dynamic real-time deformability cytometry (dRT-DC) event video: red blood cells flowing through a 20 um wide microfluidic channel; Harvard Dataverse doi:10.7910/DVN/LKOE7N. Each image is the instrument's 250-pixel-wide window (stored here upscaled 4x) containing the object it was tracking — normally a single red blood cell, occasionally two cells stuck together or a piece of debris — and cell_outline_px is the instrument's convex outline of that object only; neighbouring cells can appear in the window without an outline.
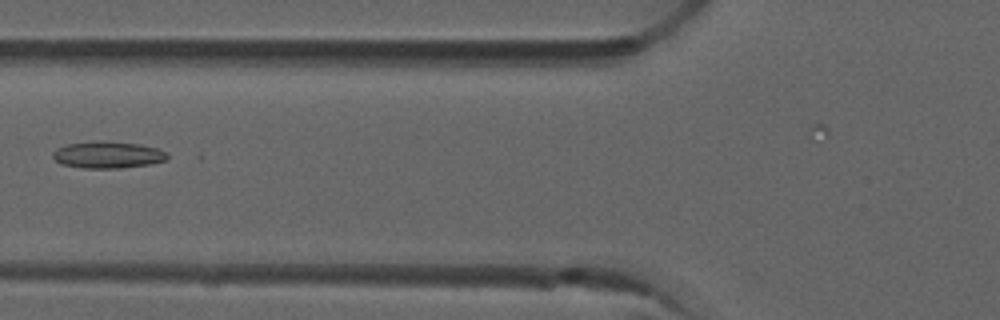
{"species": "common noctule bat (a hibernating species)", "species_latin": "Nyctalus noctula", "temperature_condition": "room temperature", "stored_images_in_passage": 5, "camera_frame_rate_fps": 3000, "um_per_image_px": 0.085, "animal": {"sex": "male", "forearm_length_mm": 52.5}, "frame": {"image": 1, "passage_image": 5, "time_ms": 1.333, "image_size_px": [1000, 320], "cell_outline_px": [[168, 160], [148, 164], [120, 168], [84, 168], [60, 164], [52, 156], [52, 152], [56, 148], [68, 144], [100, 140], [104, 140], [140, 144], [156, 148], [168, 152]], "centroid_in_image_um": [9.16, 13.15], "position_along_channel_um": 116.6, "area_um2": 18.03}}